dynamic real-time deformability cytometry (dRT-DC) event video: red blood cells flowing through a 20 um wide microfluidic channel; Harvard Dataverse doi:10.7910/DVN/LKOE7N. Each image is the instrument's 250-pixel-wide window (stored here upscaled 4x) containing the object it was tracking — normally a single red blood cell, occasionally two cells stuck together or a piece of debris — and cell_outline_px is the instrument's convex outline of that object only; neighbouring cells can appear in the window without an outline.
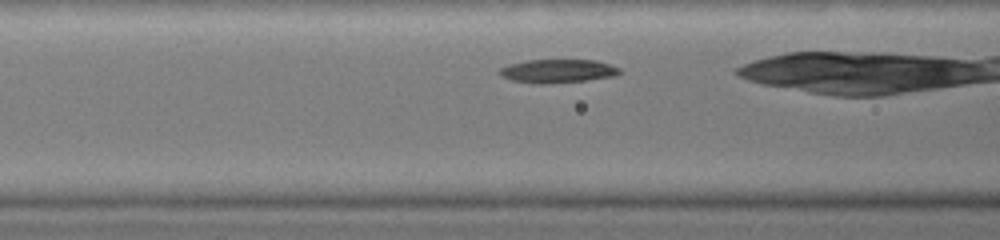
{"species": "common noctule bat (a hibernating species)", "species_latin": "Nyctalus noctula", "temperature_condition": "warm", "stored_images_in_passage": 24, "camera_frame_rate_fps": 3000, "um_per_image_px": 0.085, "animal": {"sex": "female", "body_mass_g": 19.0, "forearm_length_mm": 51.5}, "frame": {"image": 1, "passage_image": 5, "time_ms": 1.0, "image_size_px": [1000, 240], "cell_outline_px": [[620, 72], [612, 76], [584, 80], [544, 84], [512, 80], [500, 76], [500, 68], [512, 64], [528, 60], [596, 60], [620, 68]], "centroid_in_image_um": [47.39, 6.03], "position_along_channel_um": 119.2, "area_um2": 16.01}}
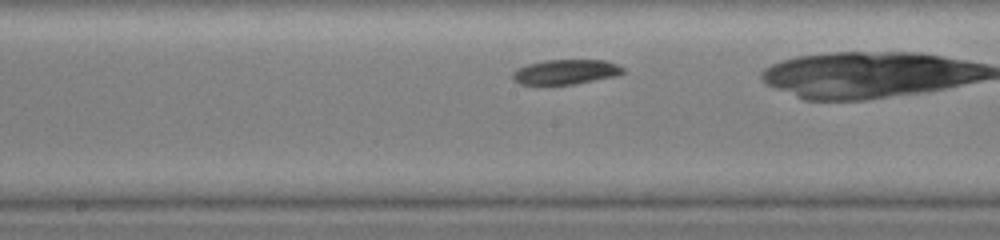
{"frame": {"image": 2, "passage_image": 11, "time_ms": 2.667, "image_size_px": [1000, 240], "cell_outline_px": [[624, 72], [616, 76], [572, 84], [520, 84], [512, 80], [512, 72], [528, 64], [544, 60], [604, 60], [616, 64], [624, 68]], "centroid_in_image_um": [48.07, 6.11], "position_along_channel_um": 200.1, "area_um2": 15.78}}